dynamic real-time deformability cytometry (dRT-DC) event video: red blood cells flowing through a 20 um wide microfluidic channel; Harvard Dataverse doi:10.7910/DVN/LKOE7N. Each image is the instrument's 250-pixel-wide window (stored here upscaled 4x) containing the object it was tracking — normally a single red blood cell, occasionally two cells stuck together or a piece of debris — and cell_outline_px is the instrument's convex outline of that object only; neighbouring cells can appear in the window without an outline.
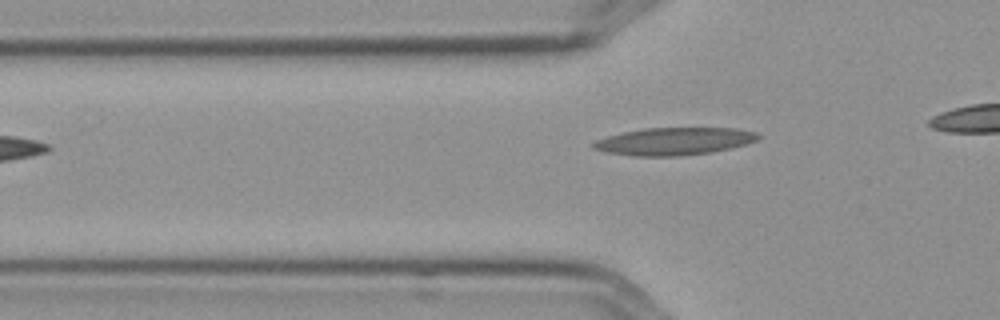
{"species": "Egyptian fruit bat (a non-hibernating species)", "species_latin": "Rousettus aegyptiacus", "temperature_condition": "cold", "stored_images_in_passage": 3, "camera_frame_rate_fps": 3000, "um_per_image_px": 0.085, "frame": {"image": 1, "passage_image": 3, "time_ms": 0.667, "image_size_px": [1000, 320], "cell_outline_px": [[760, 136], [756, 140], [744, 144], [712, 152], [680, 156], [636, 156], [608, 152], [592, 148], [592, 144], [596, 140], [608, 136], [624, 132], [644, 128], [736, 128], [756, 132]], "centroid_in_image_um": [57.29, 12.0], "position_along_channel_um": 68.5, "area_um2": 26.13}}